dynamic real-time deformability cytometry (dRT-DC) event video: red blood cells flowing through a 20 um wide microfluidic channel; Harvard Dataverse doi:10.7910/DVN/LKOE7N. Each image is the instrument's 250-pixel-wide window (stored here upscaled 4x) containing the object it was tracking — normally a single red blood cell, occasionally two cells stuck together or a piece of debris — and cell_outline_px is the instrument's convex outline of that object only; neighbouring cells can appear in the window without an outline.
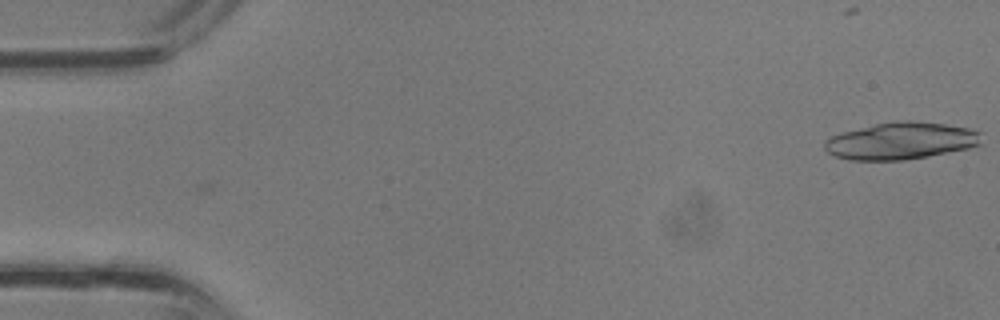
{"species": "common noctule bat (a hibernating species)", "species_latin": "Nyctalus noctula", "temperature_condition": "room temperature", "stored_images_in_passage": 2, "camera_frame_rate_fps": 3000, "um_per_image_px": 0.085, "animal": {"sex": "male", "body_mass_g": 13.3}, "frame": {"image": 1, "passage_image": 1, "time_ms": 0.0, "image_size_px": [1000, 320], "cell_outline_px": [[980, 144], [968, 148], [928, 156], [904, 160], [848, 160], [836, 156], [828, 152], [824, 148], [824, 140], [832, 136], [844, 132], [876, 124], [896, 120], [912, 120], [944, 124], [968, 128], [980, 132]], "centroid_in_image_um": [76.56, 11.97], "position_along_channel_um": 8.4, "area_um2": 33.64}}